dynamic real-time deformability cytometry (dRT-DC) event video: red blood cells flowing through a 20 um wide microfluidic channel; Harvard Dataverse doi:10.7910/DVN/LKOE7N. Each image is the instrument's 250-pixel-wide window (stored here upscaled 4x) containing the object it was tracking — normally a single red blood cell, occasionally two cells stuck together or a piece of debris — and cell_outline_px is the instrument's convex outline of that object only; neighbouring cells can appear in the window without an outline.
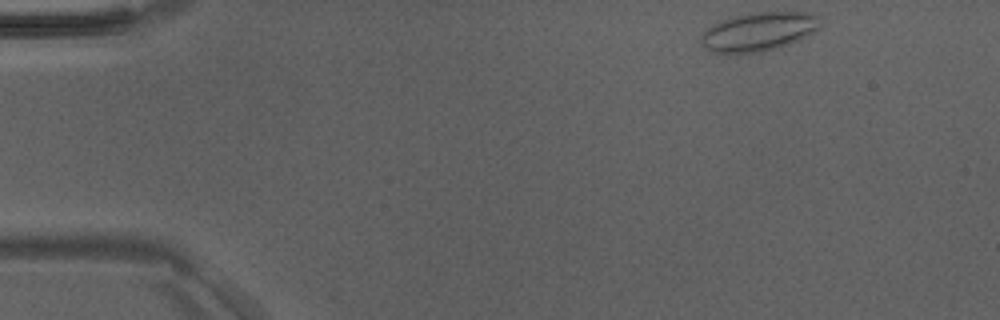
{"species": "Egyptian fruit bat (a non-hibernating species)", "species_latin": "Rousettus aegyptiacus", "temperature_condition": "room temperature", "stored_images_in_passage": 6, "camera_frame_rate_fps": 3000, "um_per_image_px": 0.085, "animal": {"sex": "male"}, "frame": {"image": 1, "passage_image": 1, "time_ms": 0.0, "image_size_px": [1000, 320], "cell_outline_px": [[820, 28], [800, 40], [764, 52], [708, 52], [700, 44], [700, 36], [712, 24], [720, 20], [752, 12], [808, 12], [816, 16]], "centroid_in_image_um": [64.45, 2.69], "position_along_channel_um": 20.6, "area_um2": 26.82}}